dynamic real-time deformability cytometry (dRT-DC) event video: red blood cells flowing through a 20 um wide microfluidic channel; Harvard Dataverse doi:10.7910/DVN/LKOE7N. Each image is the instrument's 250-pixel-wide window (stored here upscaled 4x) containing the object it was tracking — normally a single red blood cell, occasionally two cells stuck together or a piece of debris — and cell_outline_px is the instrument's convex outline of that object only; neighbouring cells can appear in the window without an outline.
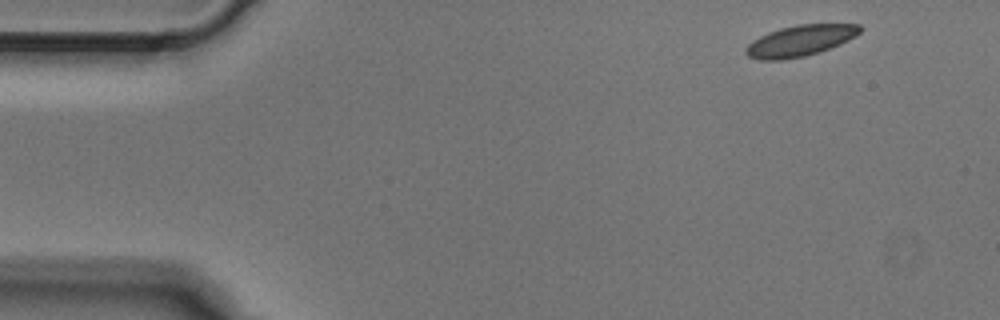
{"species": "Egyptian fruit bat (a non-hibernating species)", "species_latin": "Rousettus aegyptiacus", "temperature_condition": "cold", "stored_images_in_passage": 4, "camera_frame_rate_fps": 3000, "um_per_image_px": 0.085, "animal": {"sex": "male"}, "frame": {"image": 1, "passage_image": 1, "time_ms": 0.0, "image_size_px": [1000, 320], "cell_outline_px": [[860, 32], [856, 36], [840, 44], [820, 52], [804, 56], [784, 60], [760, 60], [748, 56], [744, 52], [744, 48], [752, 40], [768, 32], [780, 28], [796, 24], [860, 24]], "centroid_in_image_um": [67.98, 3.46], "position_along_channel_um": 17.0, "area_um2": 20.75}}
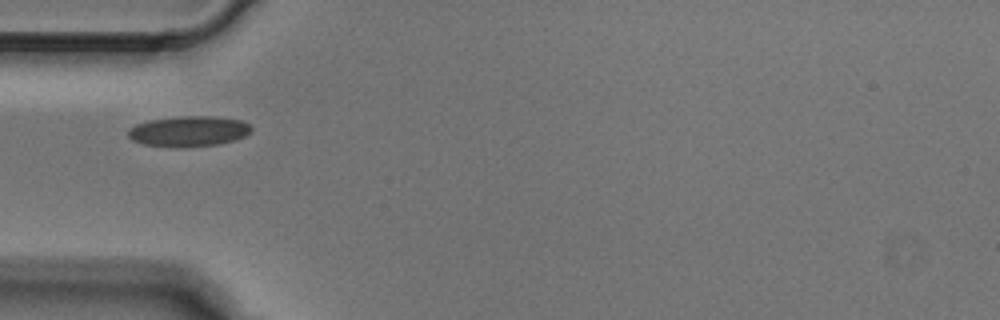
{"frame": {"image": 2, "passage_image": 4, "time_ms": 1.0, "image_size_px": [1000, 320], "cell_outline_px": [[252, 132], [236, 140], [220, 144], [188, 148], [176, 148], [144, 144], [132, 140], [128, 136], [128, 128], [136, 124], [148, 120], [180, 116], [212, 116], [240, 120], [248, 124], [252, 128]], "centroid_in_image_um": [16.03, 11.17], "position_along_channel_um": 69.0, "area_um2": 22.25}}